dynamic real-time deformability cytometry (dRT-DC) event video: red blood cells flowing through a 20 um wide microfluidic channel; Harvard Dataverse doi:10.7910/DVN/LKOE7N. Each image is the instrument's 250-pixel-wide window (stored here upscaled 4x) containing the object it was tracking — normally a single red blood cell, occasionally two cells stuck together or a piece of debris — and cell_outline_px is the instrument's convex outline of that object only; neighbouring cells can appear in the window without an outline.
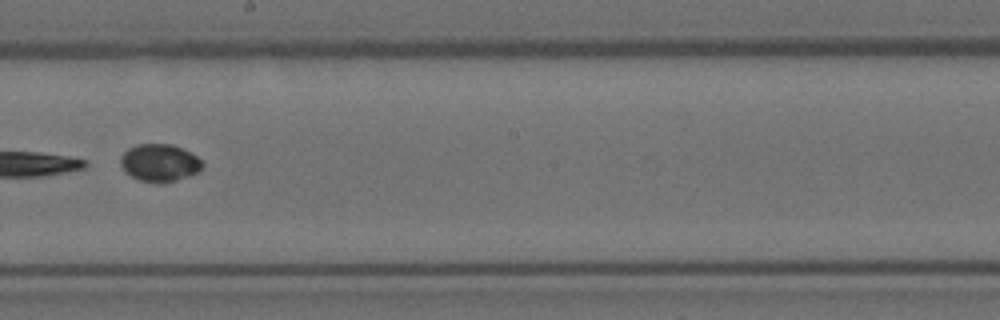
{"species": "Egyptian fruit bat (a non-hibernating species)", "species_latin": "Rousettus aegyptiacus", "temperature_condition": "room temperature", "stored_images_in_passage": 7, "segment_of_instrument_passage": [2, 2], "camera_frame_rate_fps": 3000, "um_per_image_px": 0.085, "animal": {"sex": "female"}, "frame": {"image": 1, "passage_image": 7, "time_ms": 2.0, "image_size_px": [1000, 320], "cell_outline_px": [[204, 168], [200, 172], [176, 180], [156, 184], [140, 180], [132, 176], [120, 164], [120, 156], [128, 148], [136, 144], [172, 144], [196, 156], [204, 164]], "centroid_in_image_um": [13.58, 13.84], "position_along_channel_um": 234.6, "area_um2": 17.86}}